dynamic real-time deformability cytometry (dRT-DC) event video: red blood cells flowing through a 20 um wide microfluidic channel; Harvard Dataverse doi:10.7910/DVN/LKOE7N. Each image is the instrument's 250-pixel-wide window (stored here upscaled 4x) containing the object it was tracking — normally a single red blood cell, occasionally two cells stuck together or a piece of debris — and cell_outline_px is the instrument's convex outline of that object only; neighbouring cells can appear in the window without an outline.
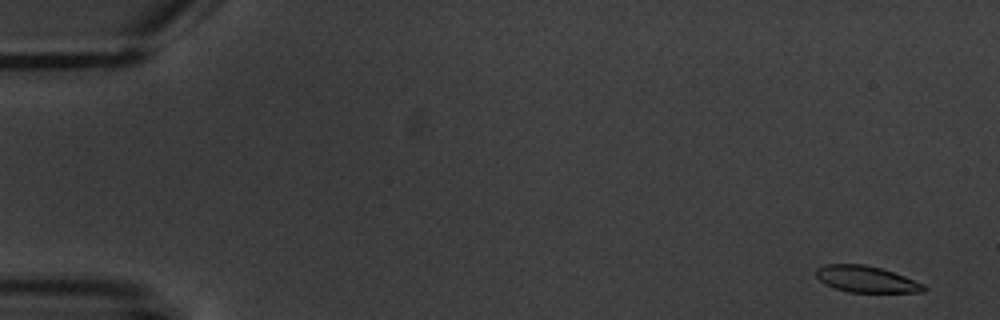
{"species": "common noctule bat (a hibernating species)", "species_latin": "Nyctalus noctula", "temperature_condition": "warm", "stored_images_in_passage": 7, "camera_frame_rate_fps": 3000, "um_per_image_px": 0.085, "animal": {"sex": "male", "body_mass_g": 20.1, "forearm_length_mm": 53.5}, "frame": {"image": 1, "passage_image": 1, "time_ms": 0.0, "image_size_px": [1000, 320], "cell_outline_px": [[928, 288], [924, 292], [848, 292], [824, 284], [816, 276], [816, 268], [824, 264], [864, 264], [880, 268], [904, 276], [924, 284]], "centroid_in_image_um": [73.62, 23.73], "position_along_channel_um": 11.4, "area_um2": 16.53}}
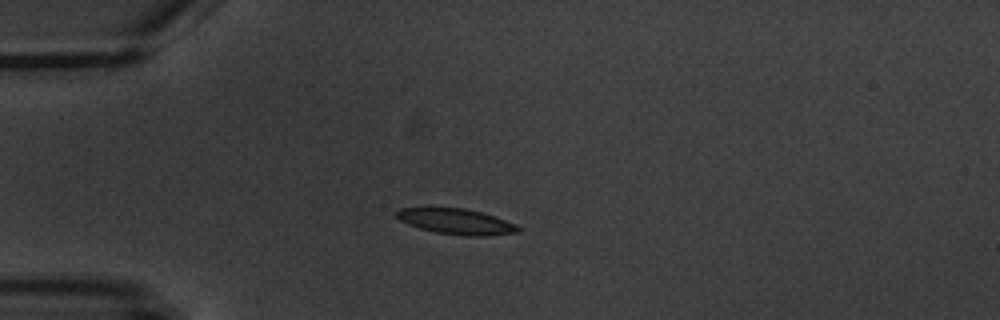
{"frame": {"image": 2, "passage_image": 5, "time_ms": 4.333, "image_size_px": [1000, 320], "cell_outline_px": [[520, 232], [484, 236], [468, 236], [436, 232], [420, 228], [408, 224], [400, 220], [396, 216], [396, 212], [400, 208], [424, 204], [428, 204], [464, 208], [496, 216], [516, 224], [520, 228]], "centroid_in_image_um": [38.7, 18.76], "position_along_channel_um": 46.3, "area_um2": 18.96}}